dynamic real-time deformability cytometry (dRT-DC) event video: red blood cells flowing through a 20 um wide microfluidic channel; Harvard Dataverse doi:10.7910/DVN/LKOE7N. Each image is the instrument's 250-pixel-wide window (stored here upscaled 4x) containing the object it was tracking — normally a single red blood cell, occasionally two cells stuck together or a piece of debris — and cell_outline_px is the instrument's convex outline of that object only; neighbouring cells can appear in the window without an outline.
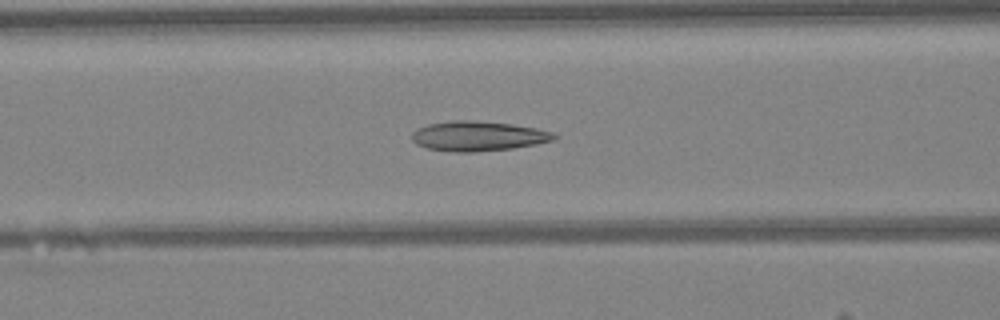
{"species": "Egyptian fruit bat (a non-hibernating species)", "species_latin": "Rousettus aegyptiacus", "temperature_condition": "warm", "stored_images_in_passage": 43, "camera_frame_rate_fps": 3000, "um_per_image_px": 0.085, "animal": {"sex": "female"}, "frame": {"image": 1, "passage_image": 15, "time_ms": 4.667, "image_size_px": [1000, 320], "cell_outline_px": [[560, 136], [552, 140], [536, 144], [512, 148], [472, 152], [452, 152], [428, 148], [416, 144], [412, 140], [412, 132], [416, 128], [428, 124], [456, 120], [468, 120], [508, 124], [536, 128], [552, 132]], "centroid_in_image_um": [40.61, 11.57], "position_along_channel_um": 126.0, "area_um2": 24.51}}
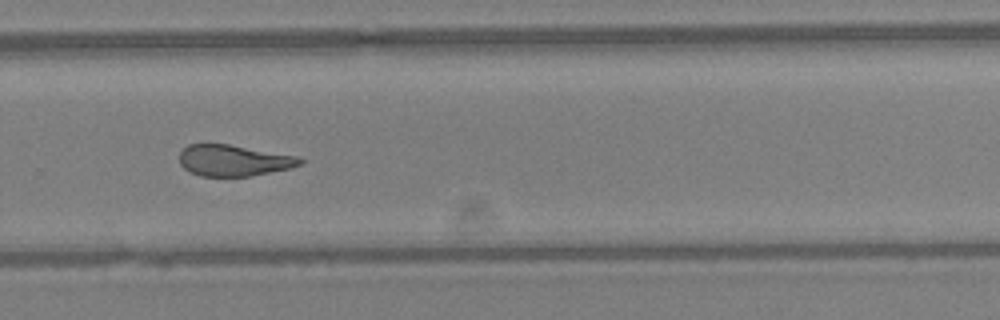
{"frame": {"image": 2, "passage_image": 28, "time_ms": 9.0, "image_size_px": [1000, 320], "cell_outline_px": [[304, 164], [292, 168], [252, 176], [200, 176], [188, 172], [180, 164], [180, 152], [188, 144], [228, 144], [300, 156], [304, 160]], "centroid_in_image_um": [19.91, 13.64], "position_along_channel_um": 309.9, "area_um2": 22.25}}
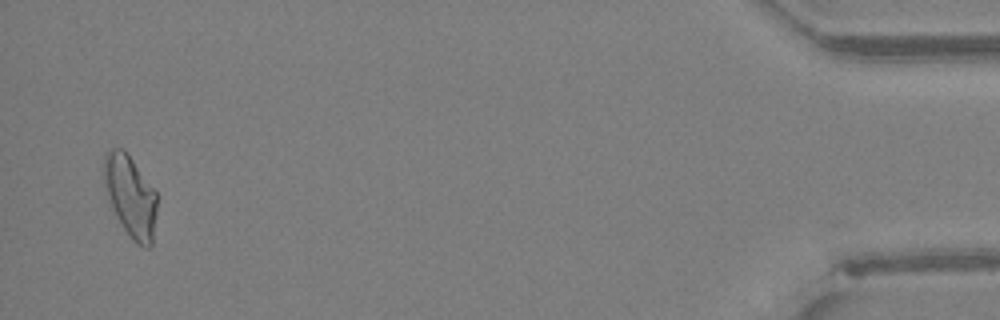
{"frame": {"image": 3, "passage_image": 42, "time_ms": 13.667, "image_size_px": [1000, 320], "cell_outline_px": [[156, 212], [152, 244], [148, 248], [144, 248], [136, 244], [124, 228], [112, 208], [108, 200], [104, 176], [104, 156], [112, 148], [124, 148], [156, 188]], "centroid_in_image_um": [11.12, 16.65], "position_along_channel_um": 424.1, "area_um2": 25.32}, "authors_computed_cell_mechanics": {"area_um2": 24.1604, "velocity_mm_per_s": 4.2585, "shape_relaxation_time_tau1_ms": null, "shape_relaxation_time_tau2_ms": 2.1708, "deformation_change_tau1": null, "deformation_change_tau2": 0.117}}